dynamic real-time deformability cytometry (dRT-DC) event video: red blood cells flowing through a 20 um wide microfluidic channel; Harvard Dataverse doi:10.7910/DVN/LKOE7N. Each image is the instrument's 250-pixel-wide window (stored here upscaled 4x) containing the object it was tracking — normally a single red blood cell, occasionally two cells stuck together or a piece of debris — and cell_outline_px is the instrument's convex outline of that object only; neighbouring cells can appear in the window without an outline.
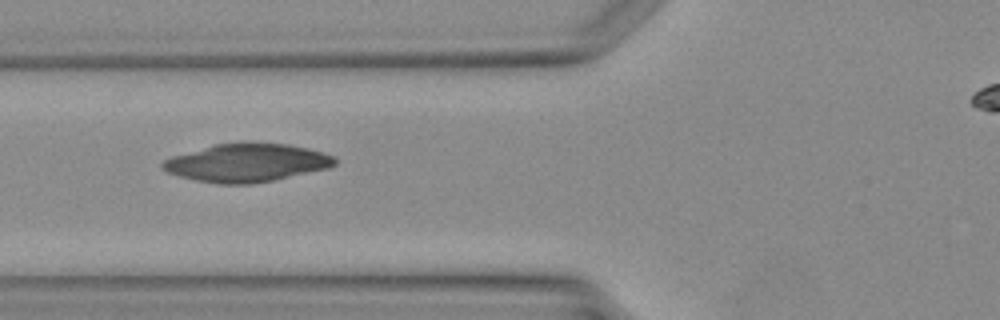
{"species": "Egyptian fruit bat (a non-hibernating species)", "species_latin": "Rousettus aegyptiacus", "temperature_condition": "warm", "stored_images_in_passage": 14, "camera_frame_rate_fps": 3000, "um_per_image_px": 0.085, "animal": {"sex": "female"}, "frame": {"image": 1, "passage_image": 4, "time_ms": 1.0, "image_size_px": [1000, 320], "cell_outline_px": [[336, 164], [328, 168], [272, 180], [252, 184], [216, 184], [196, 180], [180, 176], [168, 172], [160, 168], [160, 164], [164, 160], [172, 156], [216, 144], [288, 144], [308, 148], [332, 156], [336, 160]], "centroid_in_image_um": [20.94, 13.86], "position_along_channel_um": 104.9, "area_um2": 37.51}}
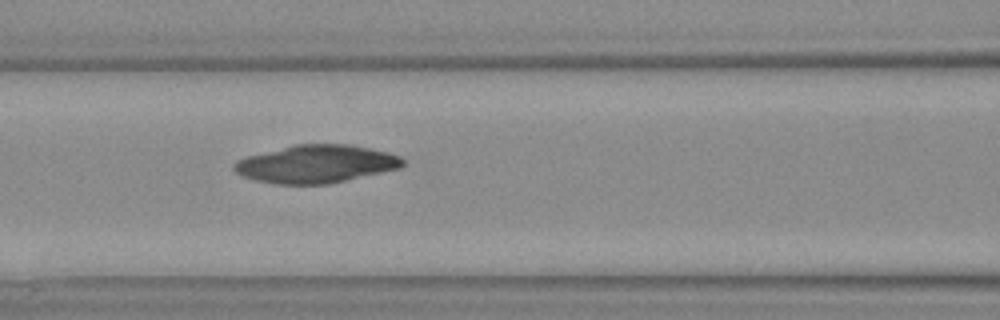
{"frame": {"image": 2, "passage_image": 6, "time_ms": 1.667, "image_size_px": [1000, 320], "cell_outline_px": [[404, 164], [400, 168], [328, 184], [276, 184], [256, 180], [240, 176], [232, 168], [232, 164], [236, 160], [248, 156], [296, 144], [348, 144], [388, 152], [400, 156], [404, 160]], "centroid_in_image_um": [26.85, 13.94], "position_along_channel_um": 139.8, "area_um2": 37.11}}